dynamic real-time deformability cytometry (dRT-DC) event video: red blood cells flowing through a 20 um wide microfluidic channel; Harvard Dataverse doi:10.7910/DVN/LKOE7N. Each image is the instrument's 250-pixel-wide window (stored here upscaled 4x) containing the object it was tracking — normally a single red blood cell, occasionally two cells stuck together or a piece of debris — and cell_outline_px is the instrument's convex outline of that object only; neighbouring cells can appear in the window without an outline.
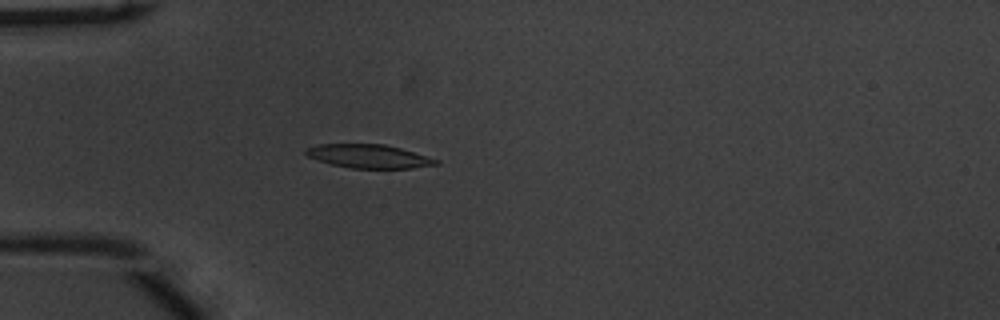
{"species": "common noctule bat (a hibernating species)", "species_latin": "Nyctalus noctula", "temperature_condition": "warm", "stored_images_in_passage": 39, "camera_frame_rate_fps": 3000, "um_per_image_px": 0.085, "animal": {"sex": "male", "body_mass_g": 20.1, "forearm_length_mm": 53.5}, "frame": {"image": 1, "passage_image": 1, "time_ms": 0.0, "image_size_px": [1000, 320], "cell_outline_px": [[440, 164], [412, 168], [352, 168], [332, 164], [308, 156], [304, 152], [304, 148], [320, 144], [384, 144], [400, 148], [440, 160]], "centroid_in_image_um": [31.36, 13.28], "position_along_channel_um": 53.6, "area_um2": 17.74}}
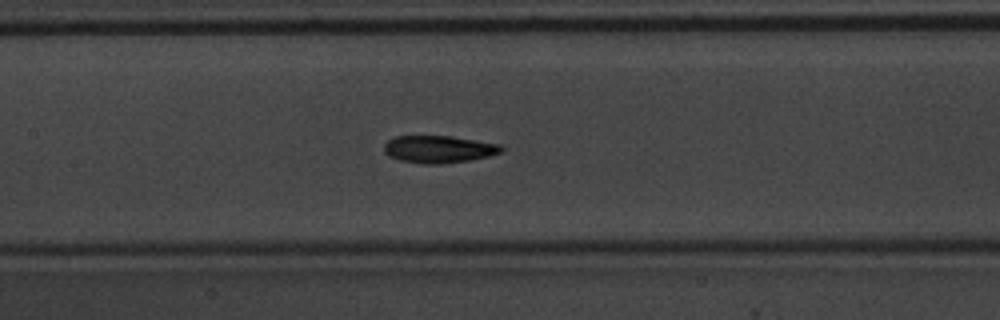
{"frame": {"image": 2, "passage_image": 11, "time_ms": 3.333, "image_size_px": [1000, 320], "cell_outline_px": [[504, 152], [488, 156], [468, 160], [440, 164], [424, 164], [400, 160], [388, 156], [384, 152], [384, 144], [388, 140], [396, 136], [452, 136], [500, 144], [504, 148]], "centroid_in_image_um": [37.3, 12.68], "position_along_channel_um": 170.1, "area_um2": 18.73}}
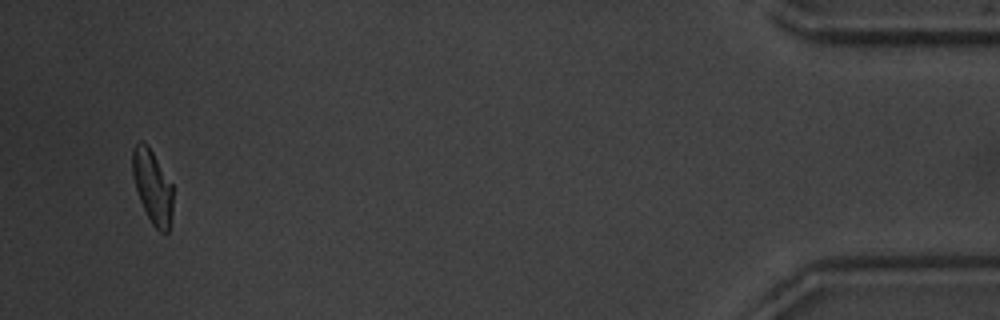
{"frame": {"image": 3, "passage_image": 37, "time_ms": 12.0, "image_size_px": [1000, 320], "cell_outline_px": [[172, 216], [168, 232], [160, 232], [152, 224], [140, 200], [132, 176], [132, 148], [140, 140], [144, 140], [148, 144], [172, 184]], "centroid_in_image_um": [12.95, 15.83], "position_along_channel_um": 422.2, "area_um2": 17.4}, "authors_computed_cell_mechanics": {"area_um2": 18.5538, "velocity_mm_per_s": 3.7728, "shape_relaxation_time_tau1_ms": 2.9824, "shape_relaxation_time_tau2_ms": 3.0061, "deformation_change_tau1": 0.1412, "deformation_change_tau2": 0.101}}